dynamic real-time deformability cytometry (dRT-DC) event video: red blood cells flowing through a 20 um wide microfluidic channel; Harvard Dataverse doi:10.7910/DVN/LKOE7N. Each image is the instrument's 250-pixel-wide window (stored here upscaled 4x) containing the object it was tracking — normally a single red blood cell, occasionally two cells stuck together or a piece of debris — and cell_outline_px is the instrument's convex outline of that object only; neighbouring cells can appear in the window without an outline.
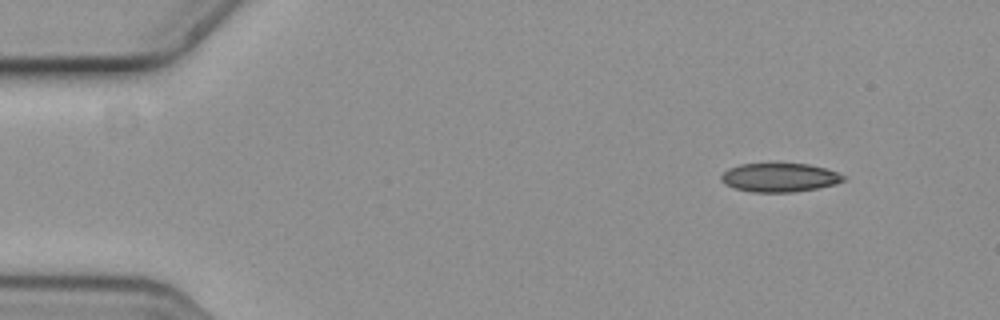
{"species": "common noctule bat (a hibernating species)", "species_latin": "Nyctalus noctula", "temperature_condition": "cold", "stored_images_in_passage": 4, "camera_frame_rate_fps": 3000, "um_per_image_px": 0.085, "animal": {"sex": "female", "body_mass_g": 19.3, "forearm_length_mm": 54.1}, "frame": {"image": 1, "passage_image": 1, "time_ms": 0.0, "image_size_px": [1000, 320], "cell_outline_px": [[844, 180], [836, 184], [816, 188], [792, 192], [752, 192], [736, 188], [728, 184], [720, 176], [728, 168], [740, 164], [808, 164], [824, 168], [836, 172], [844, 176]], "centroid_in_image_um": [66.27, 15.08], "position_along_channel_um": 18.7, "area_um2": 20.06}}
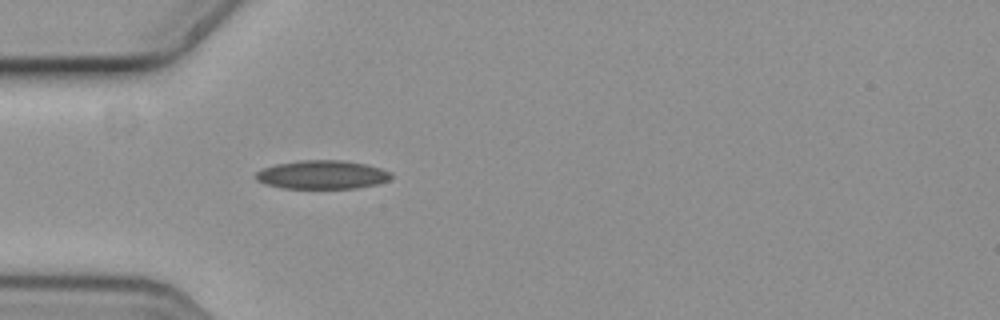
{"frame": {"image": 2, "passage_image": 4, "time_ms": 1.0, "image_size_px": [1000, 320], "cell_outline_px": [[392, 176], [388, 180], [376, 184], [356, 188], [284, 188], [264, 184], [256, 180], [256, 172], [260, 168], [276, 164], [300, 160], [344, 160], [364, 164], [380, 168], [392, 172]], "centroid_in_image_um": [27.35, 14.84], "position_along_channel_um": 57.6, "area_um2": 22.6}}